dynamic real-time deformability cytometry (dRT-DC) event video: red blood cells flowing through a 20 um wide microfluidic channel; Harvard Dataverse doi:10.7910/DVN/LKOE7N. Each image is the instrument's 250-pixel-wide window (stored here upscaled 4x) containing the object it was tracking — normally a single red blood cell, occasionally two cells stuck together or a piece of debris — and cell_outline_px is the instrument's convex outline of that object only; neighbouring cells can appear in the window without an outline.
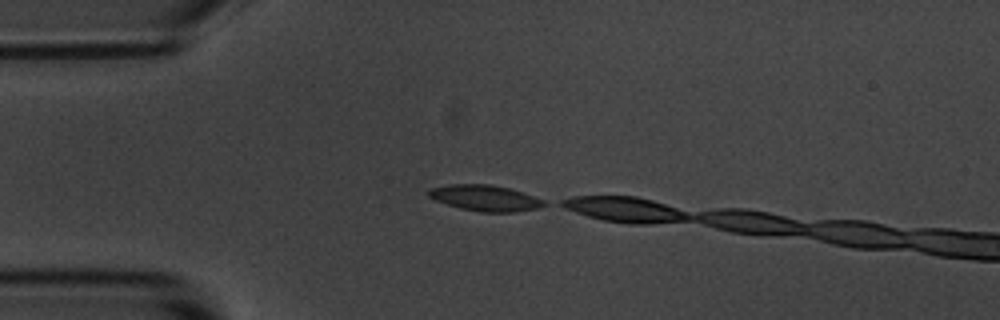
{"species": "common noctule bat (a hibernating species)", "species_latin": "Nyctalus noctula", "temperature_condition": "room temperature", "stored_images_in_passage": 3, "camera_frame_rate_fps": 3000, "um_per_image_px": 0.085, "animal": {"sex": "male", "body_mass_g": 20.1, "forearm_length_mm": 53.5}, "frame": {"image": 1, "passage_image": 1, "time_ms": 0.0, "image_size_px": [1000, 320], "cell_outline_px": [[548, 204], [536, 208], [512, 212], [480, 212], [460, 208], [436, 200], [428, 196], [428, 188], [448, 184], [492, 184], [508, 188], [544, 200]], "centroid_in_image_um": [41.19, 16.82], "position_along_channel_um": 43.8, "area_um2": 17.28}}